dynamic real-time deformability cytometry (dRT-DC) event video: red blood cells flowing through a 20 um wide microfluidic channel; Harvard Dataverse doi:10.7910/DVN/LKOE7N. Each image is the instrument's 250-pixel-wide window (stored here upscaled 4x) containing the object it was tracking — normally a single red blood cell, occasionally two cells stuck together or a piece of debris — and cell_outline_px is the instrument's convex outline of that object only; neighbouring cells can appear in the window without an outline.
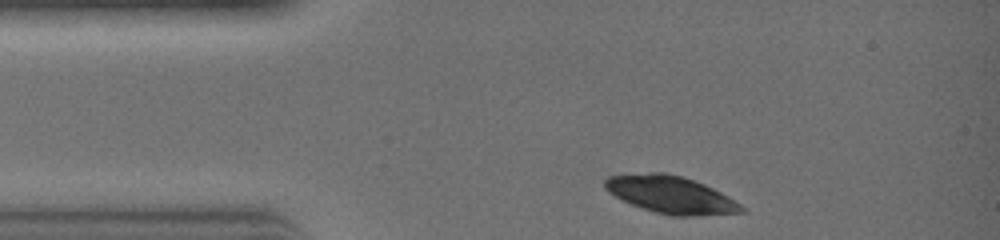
{"species": "common noctule bat (a hibernating species)", "species_latin": "Nyctalus noctula", "temperature_condition": "warm", "stored_images_in_passage": 22, "camera_frame_rate_fps": 3000, "um_per_image_px": 0.085, "animal": {"sex": "female", "body_mass_g": 19.0, "forearm_length_mm": 51.5}, "frame": {"image": 1, "passage_image": 1, "time_ms": 0.0, "image_size_px": [1000, 240], "cell_outline_px": [[744, 212], [700, 216], [672, 216], [656, 212], [632, 204], [608, 192], [604, 188], [604, 180], [608, 176], [648, 172], [664, 172], [684, 176], [704, 184], [728, 196], [740, 204], [744, 208]], "centroid_in_image_um": [57.01, 16.54], "position_along_channel_um": 28.0, "area_um2": 29.65}}
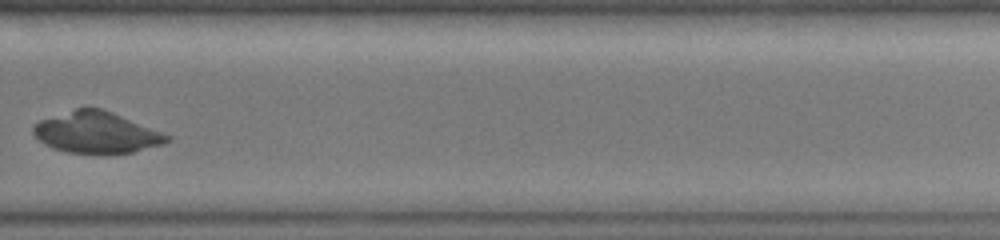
{"frame": {"image": 2, "passage_image": 17, "time_ms": 5.333, "image_size_px": [1000, 240], "cell_outline_px": [[172, 136], [168, 140], [160, 144], [132, 152], [108, 156], [100, 156], [68, 152], [52, 148], [44, 144], [32, 132], [32, 124], [40, 120], [84, 104], [100, 108], [112, 112]], "centroid_in_image_um": [8.14, 11.26], "position_along_channel_um": 321.7, "area_um2": 33.0}}
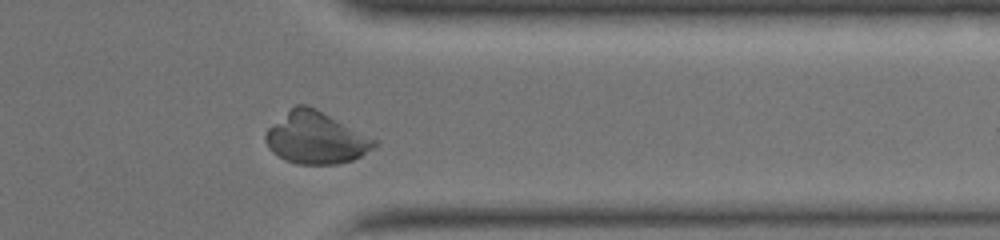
{"frame": {"image": 3, "passage_image": 20, "time_ms": 6.333, "image_size_px": [1000, 240], "cell_outline_px": [[376, 144], [372, 148], [360, 156], [352, 160], [336, 164], [296, 164], [284, 160], [272, 152], [268, 148], [264, 140], [264, 136], [268, 128], [296, 104], [308, 104], [316, 108], [376, 140]], "centroid_in_image_um": [26.79, 11.73], "position_along_channel_um": 384.6, "area_um2": 32.54}}